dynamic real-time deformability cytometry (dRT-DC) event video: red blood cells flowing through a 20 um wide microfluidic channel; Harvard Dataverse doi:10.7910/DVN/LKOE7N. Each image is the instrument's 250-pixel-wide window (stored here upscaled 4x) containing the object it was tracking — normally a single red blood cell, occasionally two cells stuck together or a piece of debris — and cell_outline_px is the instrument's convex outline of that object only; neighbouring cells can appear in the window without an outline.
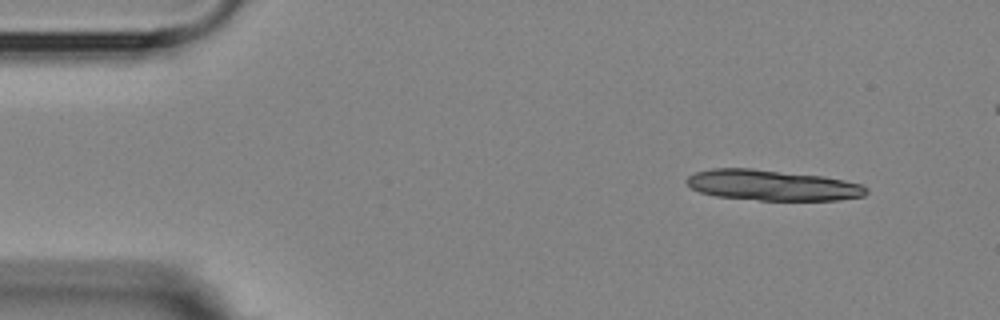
{"species": "Egyptian fruit bat (a non-hibernating species)", "species_latin": "Rousettus aegyptiacus", "temperature_condition": "room temperature", "stored_images_in_passage": 3, "camera_frame_rate_fps": 3000, "um_per_image_px": 0.085, "animal": {"sex": "female"}, "frame": {"image": 1, "passage_image": 1, "time_ms": 0.0, "image_size_px": [1000, 320], "cell_outline_px": [[868, 192], [864, 196], [840, 200], [760, 200], [716, 196], [700, 192], [692, 188], [684, 180], [688, 176], [696, 172], [712, 168], [752, 168], [824, 176], [844, 180], [860, 184], [868, 188]], "centroid_in_image_um": [65.65, 15.74], "position_along_channel_um": 19.3, "area_um2": 32.14}}